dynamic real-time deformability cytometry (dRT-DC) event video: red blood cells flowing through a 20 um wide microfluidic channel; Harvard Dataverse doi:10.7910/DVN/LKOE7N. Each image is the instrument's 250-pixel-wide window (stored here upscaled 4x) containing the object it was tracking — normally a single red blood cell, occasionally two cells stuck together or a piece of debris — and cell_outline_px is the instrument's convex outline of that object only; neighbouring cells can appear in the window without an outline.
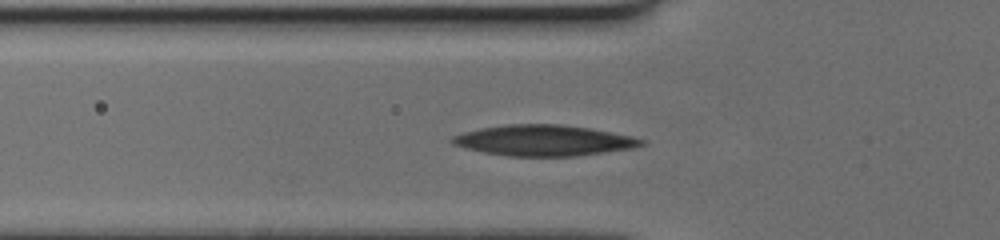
{"species": "human", "species_latin": "Homo sapiens", "temperature_condition": "cold", "stored_images_in_passage": 33, "camera_frame_rate_fps": 3000, "um_per_image_px": 0.085, "donor": {"sex": "female"}, "frame": {"image": 1, "passage_image": 6, "time_ms": 1.667, "image_size_px": [1000, 240], "cell_outline_px": [[648, 144], [636, 148], [576, 156], [508, 156], [484, 152], [464, 148], [452, 144], [448, 140], [452, 136], [464, 132], [480, 128], [508, 124], [560, 124], [588, 128], [632, 136], [644, 140]], "centroid_in_image_um": [46.23, 11.94], "position_along_channel_um": 79.6, "area_um2": 34.1}}
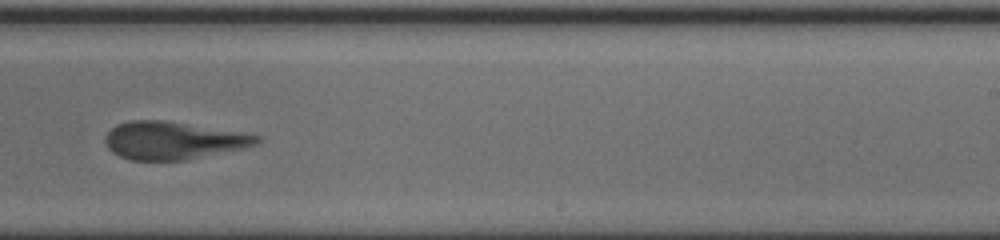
{"frame": {"image": 2, "passage_image": 21, "time_ms": 6.667, "image_size_px": [1000, 240], "cell_outline_px": [[264, 140], [256, 144], [244, 148], [184, 160], [128, 160], [112, 152], [108, 148], [104, 140], [104, 136], [116, 124], [128, 120], [164, 120], [244, 132], [260, 136]], "centroid_in_image_um": [14.71, 11.93], "position_along_channel_um": 274.3, "area_um2": 33.52}}
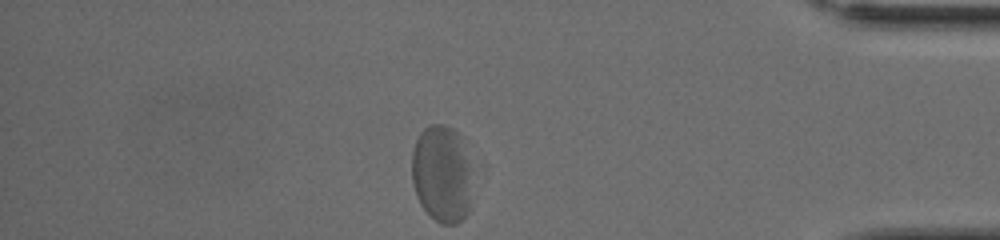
{"frame": {"image": 3, "passage_image": 33, "time_ms": 10.667, "image_size_px": [1000, 240], "cell_outline_px": [[476, 168], [468, 212], [456, 224], [440, 224], [420, 204], [416, 196], [412, 180], [412, 152], [416, 140], [420, 132], [424, 128], [432, 124], [440, 124], [452, 128], [464, 136], [476, 164]], "centroid_in_image_um": [37.67, 14.72], "position_along_channel_um": 397.5, "area_um2": 36.18}}